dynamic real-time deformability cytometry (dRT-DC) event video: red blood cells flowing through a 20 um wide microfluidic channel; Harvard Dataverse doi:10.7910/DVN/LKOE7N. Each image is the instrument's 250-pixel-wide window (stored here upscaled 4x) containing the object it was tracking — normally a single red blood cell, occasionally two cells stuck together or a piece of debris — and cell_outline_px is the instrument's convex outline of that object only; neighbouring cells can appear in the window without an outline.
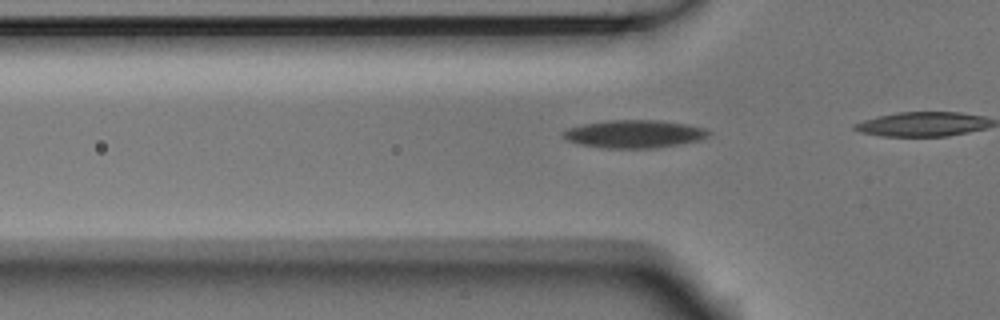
{"species": "Egyptian fruit bat (a non-hibernating species)", "species_latin": "Rousettus aegyptiacus", "temperature_condition": "room temperature", "stored_images_in_passage": 22, "camera_frame_rate_fps": 3000, "um_per_image_px": 0.085, "animal": {"sex": "male"}, "frame": {"image": 1, "passage_image": 14, "time_ms": 4.333, "image_size_px": [1000, 320], "cell_outline_px": [[712, 132], [708, 136], [700, 140], [680, 144], [656, 148], [604, 148], [580, 144], [568, 140], [564, 136], [564, 132], [568, 128], [584, 124], [608, 120], [656, 120], [688, 124], [704, 128]], "centroid_in_image_um": [53.97, 11.39], "position_along_channel_um": 71.8, "area_um2": 23.52}}
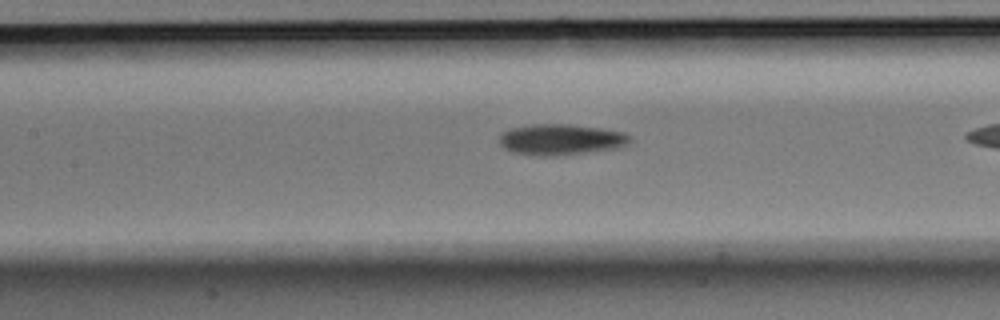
{"frame": {"image": 2, "passage_image": 21, "time_ms": 6.667, "image_size_px": [1000, 320], "cell_outline_px": [[632, 140], [628, 144], [620, 148], [556, 156], [536, 156], [512, 152], [504, 148], [500, 144], [500, 132], [512, 128], [532, 124], [568, 124], [600, 128], [624, 132], [632, 136]], "centroid_in_image_um": [47.7, 11.86], "position_along_channel_um": 159.7, "area_um2": 23.81}}